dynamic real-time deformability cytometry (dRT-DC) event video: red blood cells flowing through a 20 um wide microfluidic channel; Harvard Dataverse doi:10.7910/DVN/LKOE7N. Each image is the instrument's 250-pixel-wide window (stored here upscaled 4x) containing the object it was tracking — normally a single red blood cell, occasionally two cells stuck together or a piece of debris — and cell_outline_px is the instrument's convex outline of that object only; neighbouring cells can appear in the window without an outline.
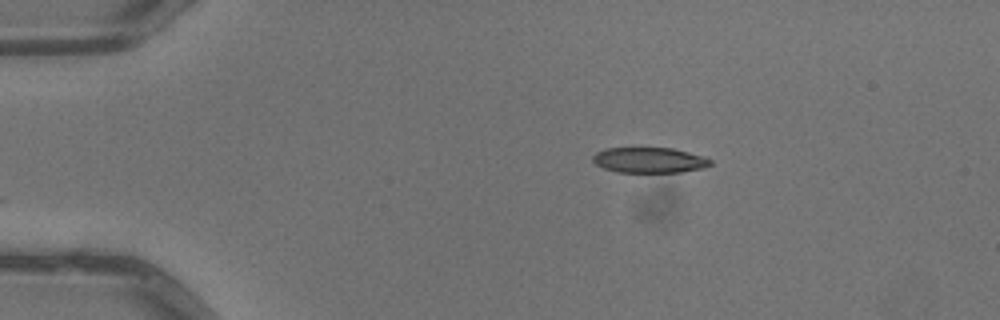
{"species": "common noctule bat (a hibernating species)", "species_latin": "Nyctalus noctula", "temperature_condition": "warm", "stored_images_in_passage": 5, "camera_frame_rate_fps": 3000, "um_per_image_px": 0.085, "animal": {"sex": "male", "body_mass_g": 13.3}, "frame": {"image": 1, "passage_image": 1, "time_ms": 0.0, "image_size_px": [1000, 320], "cell_outline_px": [[712, 164], [704, 168], [680, 172], [616, 172], [604, 168], [596, 164], [592, 160], [592, 156], [596, 152], [604, 148], [672, 148], [704, 156], [712, 160]], "centroid_in_image_um": [55.19, 13.61], "position_along_channel_um": 29.8, "area_um2": 17.51}}
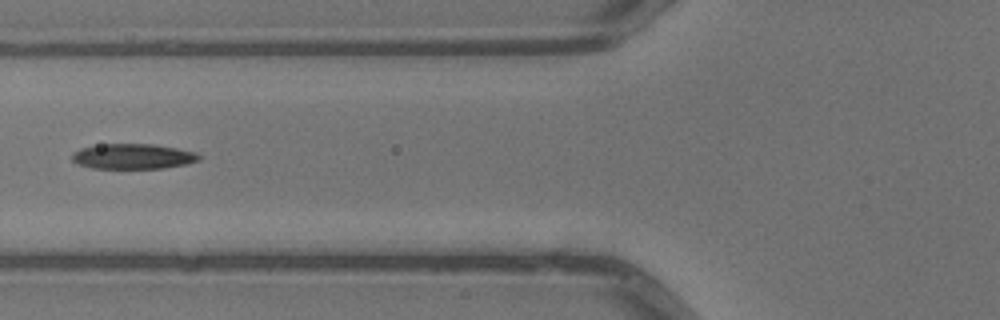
{"frame": {"image": 2, "passage_image": 4, "time_ms": 1.0, "image_size_px": [1000, 320], "cell_outline_px": [[200, 160], [188, 164], [164, 168], [92, 168], [76, 164], [72, 160], [72, 152], [80, 148], [100, 144], [152, 144], [176, 148], [196, 152], [200, 156]], "centroid_in_image_um": [11.29, 13.29], "position_along_channel_um": 114.5, "area_um2": 18.79}}
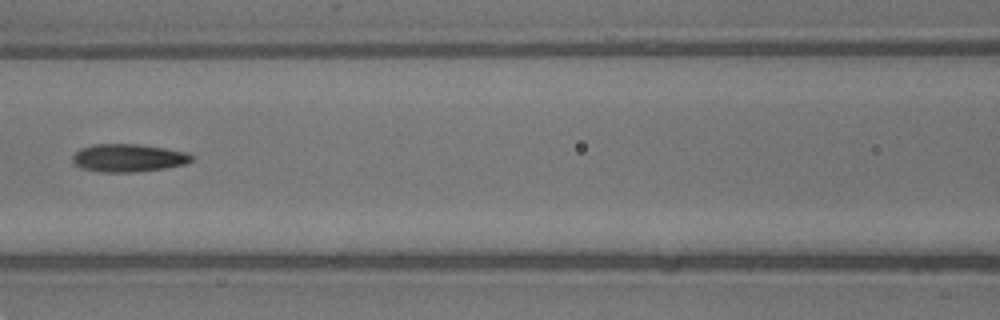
{"frame": {"image": 3, "passage_image": 5, "time_ms": 1.333, "image_size_px": [1000, 320], "cell_outline_px": [[196, 156], [192, 160], [184, 164], [164, 168], [132, 172], [104, 172], [80, 168], [72, 160], [72, 156], [80, 148], [92, 144], [136, 144], [164, 148], [188, 152]], "centroid_in_image_um": [10.91, 13.41], "position_along_channel_um": 155.7, "area_um2": 19.31}}